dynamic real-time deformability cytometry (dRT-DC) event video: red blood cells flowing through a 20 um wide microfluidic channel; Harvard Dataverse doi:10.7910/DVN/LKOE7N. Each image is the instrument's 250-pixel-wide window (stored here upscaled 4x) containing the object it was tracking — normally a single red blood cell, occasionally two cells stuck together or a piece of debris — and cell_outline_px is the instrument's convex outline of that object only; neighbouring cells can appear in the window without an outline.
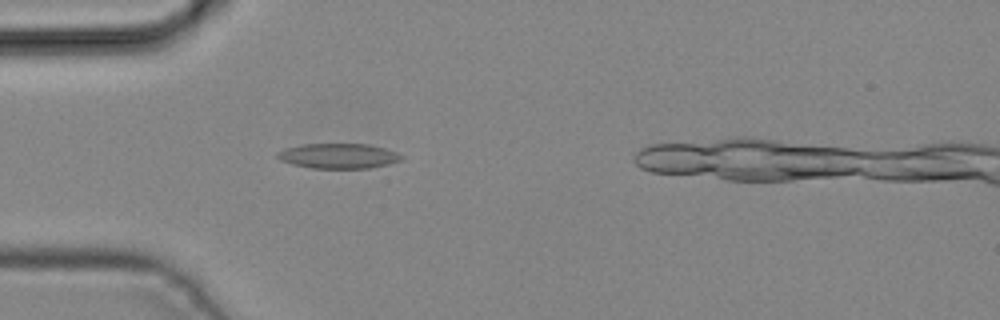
{"species": "common noctule bat (a hibernating species)", "species_latin": "Nyctalus noctula", "temperature_condition": "cold", "stored_images_in_passage": 3, "camera_frame_rate_fps": 3000, "um_per_image_px": 0.085, "animal": {"sex": "male", "body_mass_g": 19.2, "forearm_length_mm": 51.8}, "frame": {"image": 1, "passage_image": 3, "time_ms": 0.667, "image_size_px": [1000, 320], "cell_outline_px": [[404, 156], [400, 160], [388, 164], [368, 168], [312, 168], [292, 164], [280, 160], [276, 156], [276, 152], [284, 148], [304, 144], [368, 144], [384, 148], [396, 152]], "centroid_in_image_um": [28.74, 13.25], "position_along_channel_um": 56.3, "area_um2": 18.03}}